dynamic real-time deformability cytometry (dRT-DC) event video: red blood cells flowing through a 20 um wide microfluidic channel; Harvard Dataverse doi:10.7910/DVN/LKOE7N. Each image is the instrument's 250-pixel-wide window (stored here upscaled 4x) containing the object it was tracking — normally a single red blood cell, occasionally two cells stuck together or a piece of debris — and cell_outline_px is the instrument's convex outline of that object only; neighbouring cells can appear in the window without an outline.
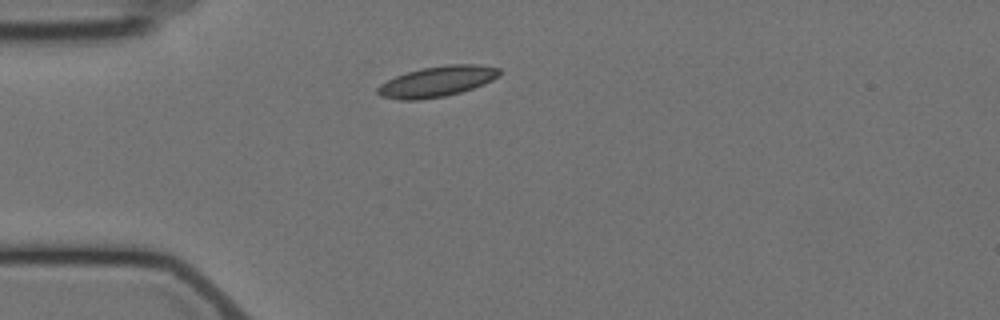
{"species": "Egyptian fruit bat (a non-hibernating species)", "species_latin": "Rousettus aegyptiacus", "temperature_condition": "cold", "stored_images_in_passage": 5, "camera_frame_rate_fps": 3000, "um_per_image_px": 0.085, "animal": {"sex": "female"}, "frame": {"image": 1, "passage_image": 1, "time_ms": 0.0, "image_size_px": [1000, 320], "cell_outline_px": [[500, 76], [484, 84], [460, 92], [444, 96], [420, 100], [400, 100], [380, 96], [376, 92], [376, 88], [380, 84], [396, 76], [408, 72], [424, 68], [448, 64], [480, 64], [500, 68]], "centroid_in_image_um": [37.16, 6.93], "position_along_channel_um": 47.8, "area_um2": 21.68}}
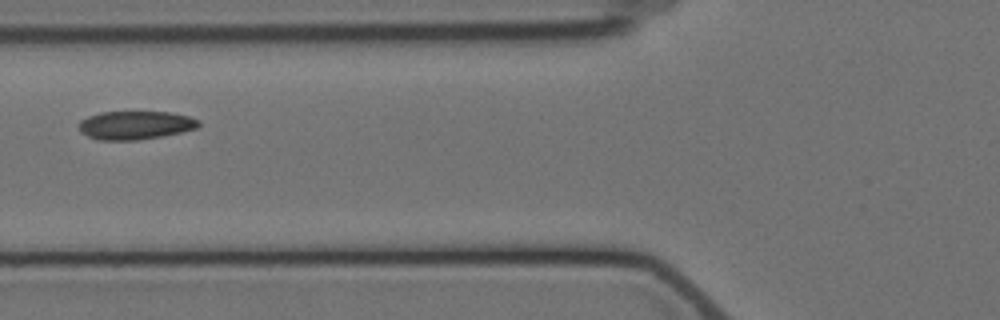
{"frame": {"image": 2, "passage_image": 3, "time_ms": 2.333, "image_size_px": [1000, 320], "cell_outline_px": [[200, 124], [196, 128], [180, 132], [160, 136], [136, 140], [96, 140], [80, 132], [76, 124], [80, 120], [88, 116], [100, 112], [168, 112], [188, 116], [200, 120]], "centroid_in_image_um": [11.44, 10.64], "position_along_channel_um": 114.4, "area_um2": 19.88}}
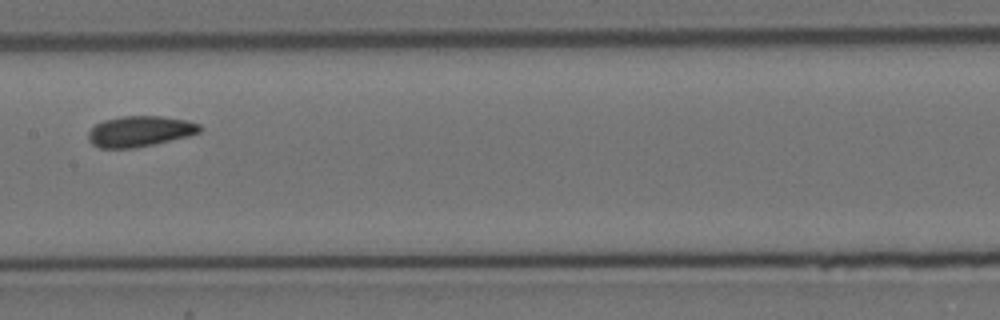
{"frame": {"image": 3, "passage_image": 5, "time_ms": 4.667, "image_size_px": [1000, 320], "cell_outline_px": [[200, 132], [188, 136], [136, 148], [100, 148], [92, 144], [88, 140], [88, 132], [96, 124], [104, 120], [120, 116], [160, 116], [184, 120], [200, 124]], "centroid_in_image_um": [11.85, 11.16], "position_along_channel_um": 195.6, "area_um2": 19.83}}